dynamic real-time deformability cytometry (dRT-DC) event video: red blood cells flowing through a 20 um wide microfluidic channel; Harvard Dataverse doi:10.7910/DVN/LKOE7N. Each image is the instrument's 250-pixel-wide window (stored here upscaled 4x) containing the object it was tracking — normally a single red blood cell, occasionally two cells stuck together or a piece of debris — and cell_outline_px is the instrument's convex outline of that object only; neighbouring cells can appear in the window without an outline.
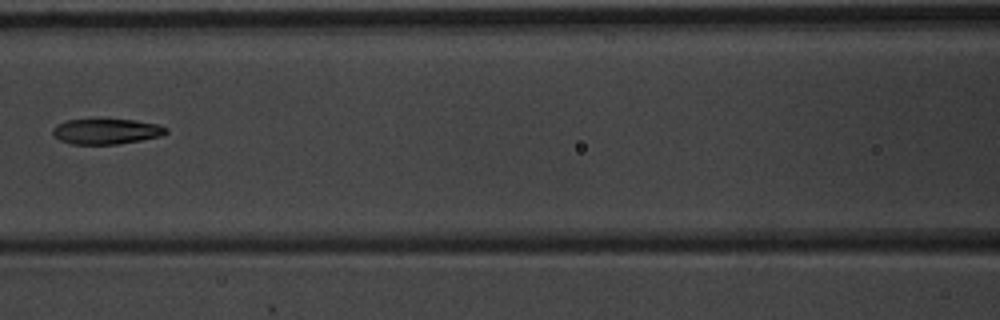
{"species": "common noctule bat (a hibernating species)", "species_latin": "Nyctalus noctula", "temperature_condition": "warm", "stored_images_in_passage": 7, "camera_frame_rate_fps": 3000, "um_per_image_px": 0.085, "animal": {"sex": "male", "body_mass_g": 20.1, "forearm_length_mm": 53.5}, "frame": {"image": 1, "passage_image": 7, "time_ms": 2.0, "image_size_px": [1000, 320], "cell_outline_px": [[168, 132], [160, 136], [140, 140], [116, 144], [72, 144], [60, 140], [52, 132], [52, 128], [56, 124], [68, 120], [136, 120], [160, 124], [168, 128]], "centroid_in_image_um": [9.06, 11.17], "position_along_channel_um": 157.5, "area_um2": 16.65}}